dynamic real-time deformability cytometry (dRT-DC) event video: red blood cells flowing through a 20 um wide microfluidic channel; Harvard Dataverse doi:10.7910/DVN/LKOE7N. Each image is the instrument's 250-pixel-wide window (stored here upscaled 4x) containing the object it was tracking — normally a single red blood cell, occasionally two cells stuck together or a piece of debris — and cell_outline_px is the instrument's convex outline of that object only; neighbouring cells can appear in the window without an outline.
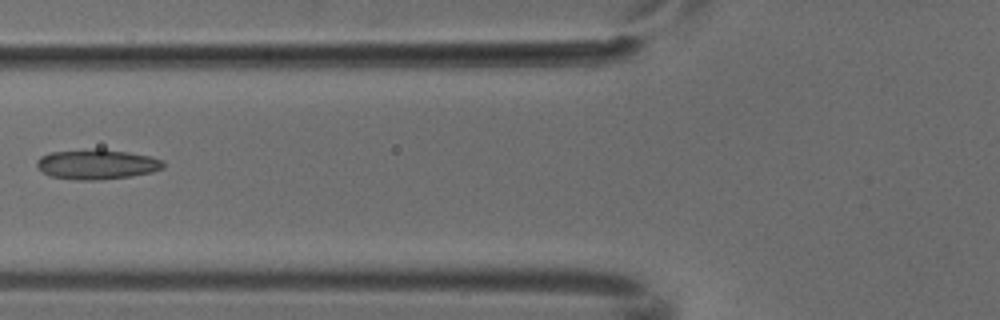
{"species": "common noctule bat (a hibernating species)", "species_latin": "Nyctalus noctula", "temperature_condition": "cold", "stored_images_in_passage": 5, "camera_frame_rate_fps": 3000, "um_per_image_px": 0.085, "animal": {"sex": "male", "body_mass_g": 18.8}, "frame": {"image": 1, "passage_image": 5, "time_ms": 1.333, "image_size_px": [1000, 320], "cell_outline_px": [[164, 168], [152, 172], [128, 176], [100, 180], [76, 180], [52, 176], [40, 172], [36, 164], [36, 160], [40, 156], [52, 152], [96, 148], [128, 152], [152, 156], [164, 160]], "centroid_in_image_um": [8.23, 13.96], "position_along_channel_um": 117.6, "area_um2": 22.25}}